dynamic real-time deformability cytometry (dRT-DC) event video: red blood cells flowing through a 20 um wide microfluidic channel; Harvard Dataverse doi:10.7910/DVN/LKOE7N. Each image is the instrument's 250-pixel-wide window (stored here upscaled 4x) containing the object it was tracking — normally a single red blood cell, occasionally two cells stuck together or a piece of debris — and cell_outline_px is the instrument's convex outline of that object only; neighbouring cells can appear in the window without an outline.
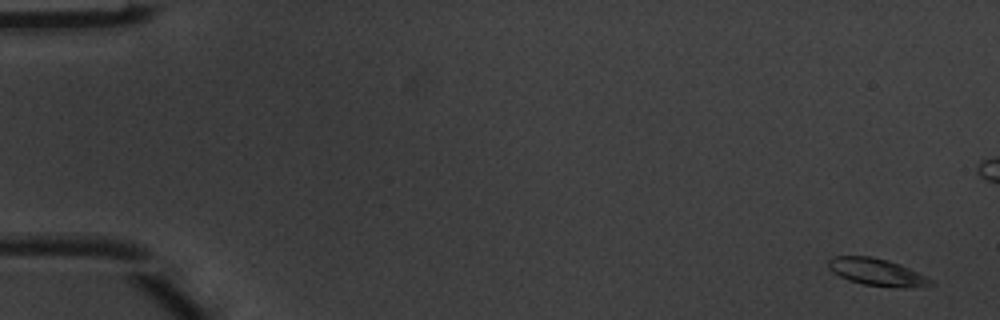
{"species": "common noctule bat (a hibernating species)", "species_latin": "Nyctalus noctula", "temperature_condition": "warm", "stored_images_in_passage": 5, "camera_frame_rate_fps": 3000, "um_per_image_px": 0.085, "animal": {"sex": "male", "body_mass_g": 20.1, "forearm_length_mm": 53.5}, "frame": {"image": 1, "passage_image": 1, "time_ms": 0.0, "image_size_px": [1000, 320], "cell_outline_px": [[936, 284], [908, 288], [904, 288], [864, 284], [848, 280], [832, 272], [828, 268], [828, 260], [832, 256], [872, 256], [888, 260], [900, 264], [936, 280]], "centroid_in_image_um": [74.58, 23.12], "position_along_channel_um": 10.4, "area_um2": 16.42}}